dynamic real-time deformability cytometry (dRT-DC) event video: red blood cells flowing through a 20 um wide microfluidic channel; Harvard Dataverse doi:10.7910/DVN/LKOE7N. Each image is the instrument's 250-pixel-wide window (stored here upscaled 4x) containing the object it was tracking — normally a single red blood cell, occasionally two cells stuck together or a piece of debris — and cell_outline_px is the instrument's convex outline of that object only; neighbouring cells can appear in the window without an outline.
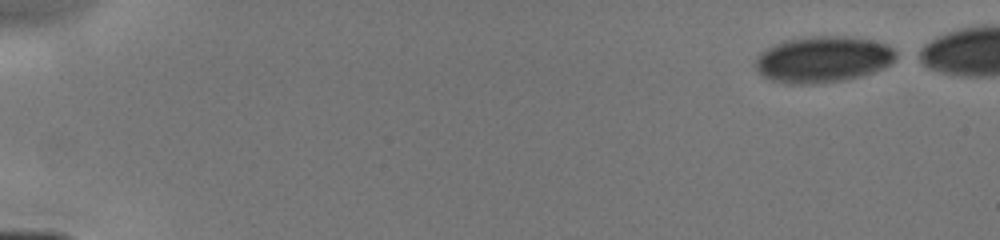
{"species": "human", "species_latin": "Homo sapiens", "temperature_condition": "cold", "stored_images_in_passage": 10, "camera_frame_rate_fps": 3000, "um_per_image_px": 0.085, "donor": {"sex": "male"}, "frame": {"image": 1, "passage_image": 1, "time_ms": 0.0, "image_size_px": [1000, 240], "cell_outline_px": [[896, 60], [884, 68], [860, 76], [844, 80], [816, 84], [788, 84], [772, 80], [756, 72], [756, 60], [760, 52], [784, 40], [816, 36], [840, 36], [868, 40], [888, 44], [896, 52]], "centroid_in_image_um": [69.95, 5.06], "position_along_channel_um": 15.1, "area_um2": 37.74}}
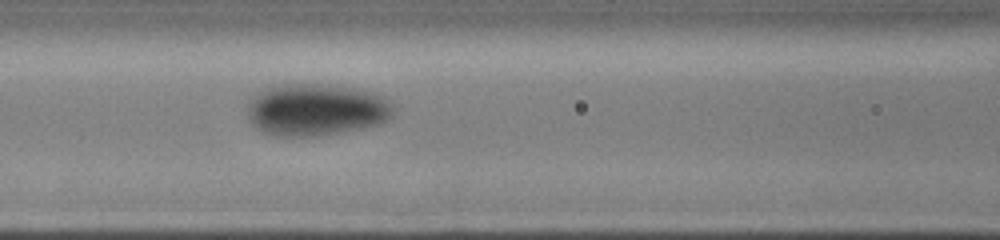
{"frame": {"image": 2, "passage_image": 9, "time_ms": 6.333, "image_size_px": [1000, 240], "cell_outline_px": [[396, 108], [392, 116], [388, 120], [380, 124], [364, 128], [312, 136], [272, 136], [256, 128], [252, 124], [248, 116], [248, 108], [252, 100], [264, 88], [276, 84], [328, 84], [376, 92], [384, 96]], "centroid_in_image_um": [26.92, 9.32], "position_along_channel_um": 139.7, "area_um2": 44.56}}